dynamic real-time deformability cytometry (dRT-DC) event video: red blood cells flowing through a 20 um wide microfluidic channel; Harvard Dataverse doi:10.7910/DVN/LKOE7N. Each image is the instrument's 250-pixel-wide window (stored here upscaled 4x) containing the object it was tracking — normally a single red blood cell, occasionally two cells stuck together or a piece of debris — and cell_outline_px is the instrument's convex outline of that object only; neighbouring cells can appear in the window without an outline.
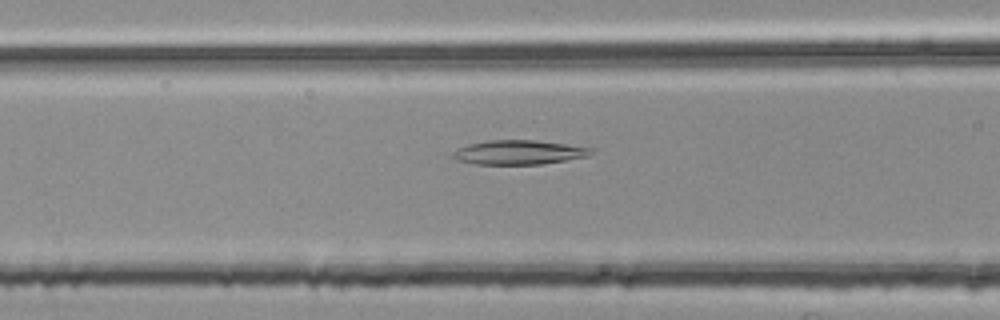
{"species": "common noctule bat (a hibernating species)", "species_latin": "Nyctalus noctula", "temperature_condition": "room temperature", "stored_images_in_passage": 52, "camera_frame_rate_fps": 3000, "um_per_image_px": 0.085, "animal": {"sex": "female", "body_mass_g": 25.1}, "frame": {"image": 1, "passage_image": 20, "time_ms": 6.333, "image_size_px": [1000, 320], "cell_outline_px": [[596, 148], [588, 156], [544, 164], [476, 164], [456, 160], [448, 156], [452, 152], [468, 144], [488, 140], [536, 140]], "centroid_in_image_um": [44.09, 12.95], "position_along_channel_um": 122.5, "area_um2": 19.71}}
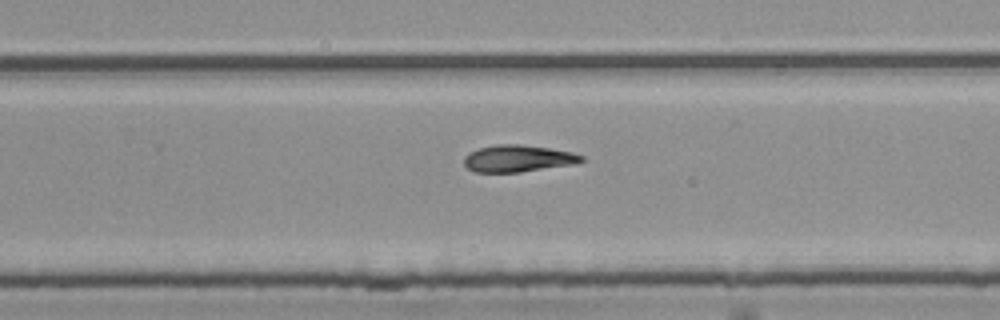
{"frame": {"image": 2, "passage_image": 33, "time_ms": 10.667, "image_size_px": [1000, 320], "cell_outline_px": [[584, 160], [572, 164], [520, 172], [476, 172], [468, 168], [464, 164], [464, 156], [468, 152], [480, 148], [496, 144], [520, 144], [548, 148], [572, 152], [584, 156]], "centroid_in_image_um": [44.0, 13.46], "position_along_channel_um": 285.8, "area_um2": 18.26}}
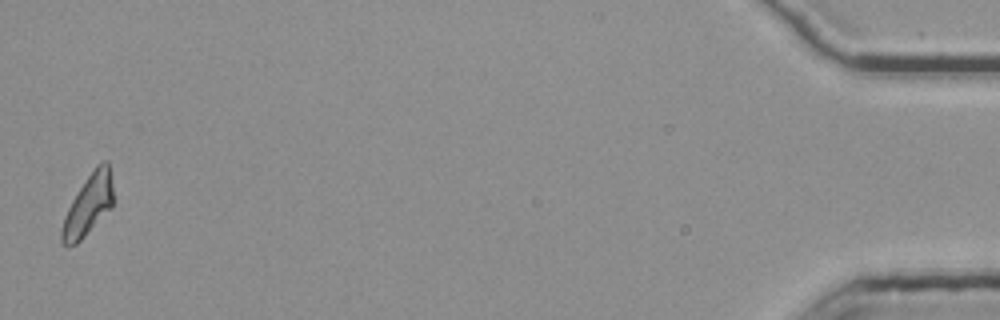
{"frame": {"image": 3, "passage_image": 52, "time_ms": 17.0, "image_size_px": [1000, 320], "cell_outline_px": [[116, 200], [112, 208], [76, 244], [64, 244], [60, 240], [60, 232], [64, 216], [72, 200], [96, 164], [104, 160], [108, 160]], "centroid_in_image_um": [7.56, 17.38], "position_along_channel_um": 427.6, "area_um2": 18.38}}